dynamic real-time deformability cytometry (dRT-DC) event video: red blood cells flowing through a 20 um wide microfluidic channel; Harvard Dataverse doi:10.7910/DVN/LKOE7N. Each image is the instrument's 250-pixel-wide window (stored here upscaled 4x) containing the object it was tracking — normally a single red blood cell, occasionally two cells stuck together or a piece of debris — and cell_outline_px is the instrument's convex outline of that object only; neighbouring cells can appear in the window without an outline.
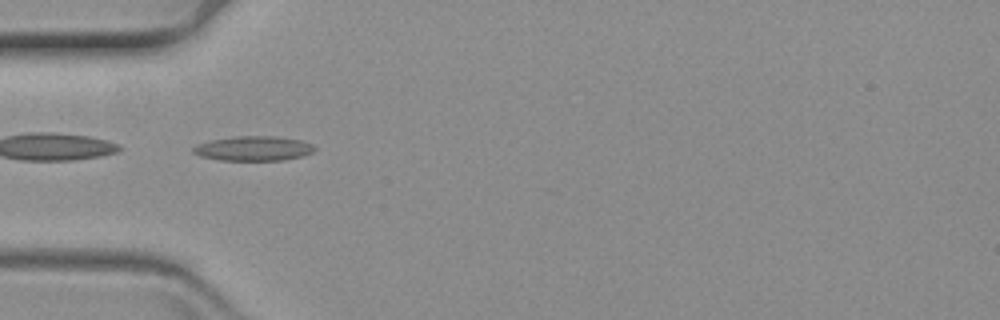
{"species": "common noctule bat (a hibernating species)", "species_latin": "Nyctalus noctula", "temperature_condition": "warm", "stored_images_in_passage": 56, "segment_of_instrument_passage": [2, 2], "camera_frame_rate_fps": 3000, "um_per_image_px": 0.085, "animal": {"sex": "female", "body_mass_g": 19.3, "forearm_length_mm": 54.1}, "frame": {"image": 1, "passage_image": 19, "time_ms": 6.0, "image_size_px": [1000, 320], "cell_outline_px": [[316, 148], [312, 152], [304, 156], [284, 160], [220, 160], [200, 156], [192, 152], [192, 148], [196, 144], [212, 140], [232, 136], [276, 136], [300, 140], [312, 144]], "centroid_in_image_um": [21.54, 12.62], "position_along_channel_um": 63.5, "area_um2": 17.51}}
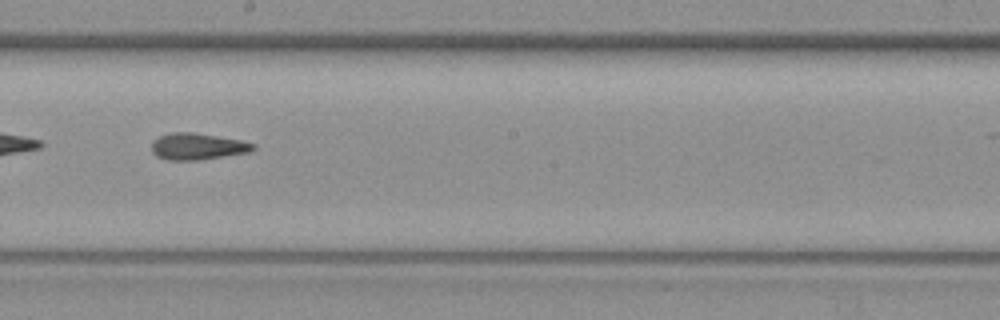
{"frame": {"image": 2, "passage_image": 34, "time_ms": 11.0, "image_size_px": [1000, 320], "cell_outline_px": [[256, 148], [248, 152], [200, 160], [168, 160], [156, 156], [152, 152], [152, 144], [160, 136], [172, 132], [192, 132], [240, 140], [256, 144]], "centroid_in_image_um": [16.79, 12.45], "position_along_channel_um": 231.4, "area_um2": 15.55}}
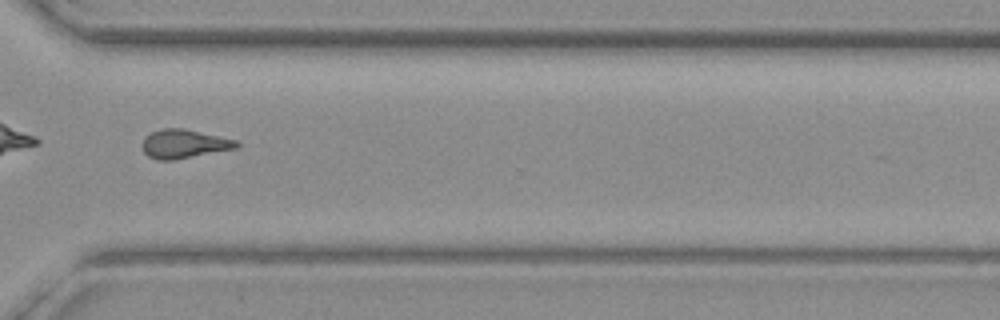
{"frame": {"image": 3, "passage_image": 45, "time_ms": 14.667, "image_size_px": [1000, 320], "cell_outline_px": [[240, 144], [236, 148], [172, 160], [156, 160], [148, 156], [144, 152], [140, 144], [152, 132], [164, 128], [184, 128], [236, 140]], "centroid_in_image_um": [15.62, 12.23], "position_along_channel_um": 355.0, "area_um2": 15.61}}